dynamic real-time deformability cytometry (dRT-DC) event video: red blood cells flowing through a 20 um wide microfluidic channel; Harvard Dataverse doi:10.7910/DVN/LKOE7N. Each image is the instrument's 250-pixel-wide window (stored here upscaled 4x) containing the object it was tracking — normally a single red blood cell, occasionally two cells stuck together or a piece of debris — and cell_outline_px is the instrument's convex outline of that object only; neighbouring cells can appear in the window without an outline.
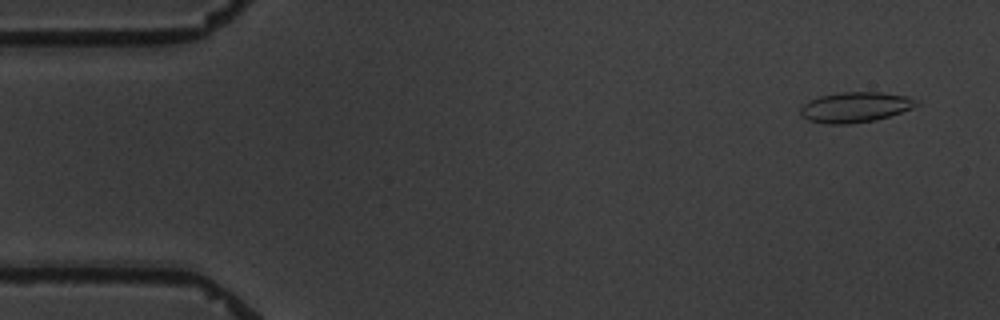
{"species": "common noctule bat (a hibernating species)", "species_latin": "Nyctalus noctula", "temperature_condition": "warm", "stored_images_in_passage": 5, "camera_frame_rate_fps": 3000, "um_per_image_px": 0.085, "animal": {"sex": "male", "body_mass_g": 19.5, "forearm_length_mm": 54.6}, "frame": {"image": 1, "passage_image": 1, "time_ms": 0.0, "image_size_px": [1000, 320], "cell_outline_px": [[920, 104], [912, 108], [876, 120], [852, 124], [828, 124], [808, 120], [800, 112], [800, 108], [804, 104], [820, 96], [840, 92], [880, 92], [908, 96], [916, 100]], "centroid_in_image_um": [72.72, 9.11], "position_along_channel_um": 12.3, "area_um2": 20.35}}
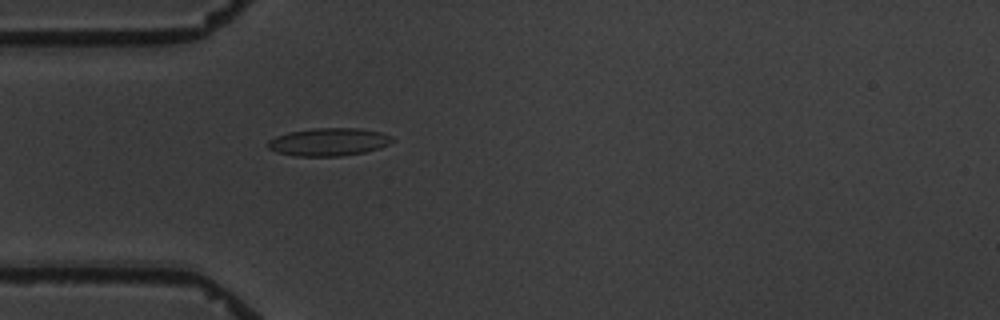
{"frame": {"image": 2, "passage_image": 5, "time_ms": 4.333, "image_size_px": [1000, 320], "cell_outline_px": [[396, 140], [380, 148], [364, 152], [340, 156], [296, 156], [276, 152], [268, 148], [268, 140], [276, 136], [288, 132], [312, 128], [360, 128], [380, 132], [392, 136]], "centroid_in_image_um": [27.95, 12.06], "position_along_channel_um": 57.1, "area_um2": 20.29}}